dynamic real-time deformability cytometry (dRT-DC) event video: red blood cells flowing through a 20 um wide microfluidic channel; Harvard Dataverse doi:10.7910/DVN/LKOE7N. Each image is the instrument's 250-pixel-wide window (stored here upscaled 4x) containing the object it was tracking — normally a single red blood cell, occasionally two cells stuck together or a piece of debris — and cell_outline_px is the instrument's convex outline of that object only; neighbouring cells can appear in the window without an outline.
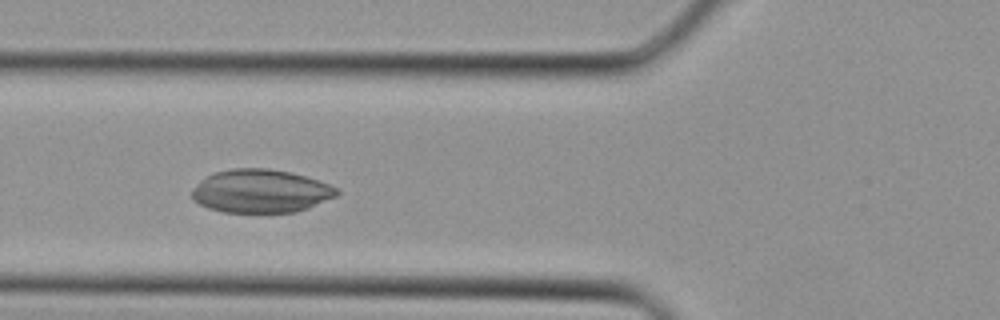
{"species": "Egyptian fruit bat (a non-hibernating species)", "species_latin": "Rousettus aegyptiacus", "temperature_condition": "cold", "stored_images_in_passage": 24, "camera_frame_rate_fps": 3000, "um_per_image_px": 0.085, "animal": {"sex": "female"}, "frame": {"image": 1, "passage_image": 11, "time_ms": 3.333, "image_size_px": [1000, 320], "cell_outline_px": [[340, 192], [336, 196], [308, 208], [296, 212], [224, 212], [208, 208], [200, 204], [192, 196], [192, 188], [200, 180], [216, 172], [232, 168], [268, 168], [288, 172], [304, 176], [328, 184], [336, 188]], "centroid_in_image_um": [22.15, 16.24], "position_along_channel_um": 103.7, "area_um2": 36.24}}